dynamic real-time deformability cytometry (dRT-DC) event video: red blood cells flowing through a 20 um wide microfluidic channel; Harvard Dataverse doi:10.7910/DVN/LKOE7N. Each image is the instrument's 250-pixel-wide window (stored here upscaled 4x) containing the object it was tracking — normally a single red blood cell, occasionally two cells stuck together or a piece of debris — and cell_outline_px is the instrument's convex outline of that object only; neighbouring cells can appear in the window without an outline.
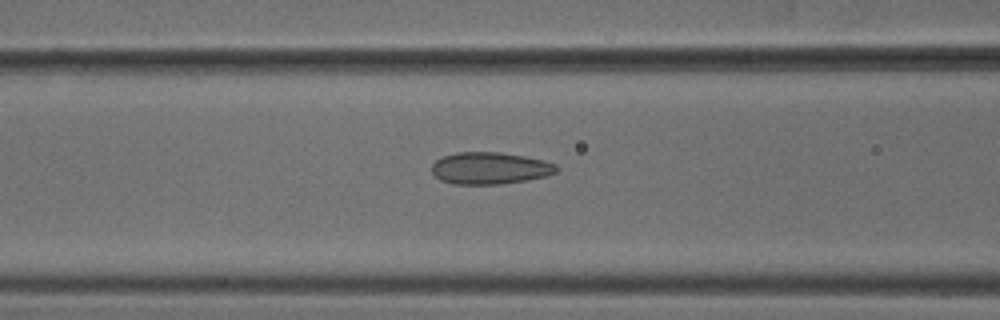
{"species": "common noctule bat (a hibernating species)", "species_latin": "Nyctalus noctula", "temperature_condition": "cold", "stored_images_in_passage": 18, "camera_frame_rate_fps": 3000, "um_per_image_px": 0.085, "animal": {"sex": "male", "body_mass_g": 18.8}, "frame": {"image": 1, "passage_image": 16, "time_ms": 5.0, "image_size_px": [1000, 320], "cell_outline_px": [[560, 168], [556, 172], [548, 176], [500, 184], [452, 184], [440, 180], [432, 172], [432, 164], [436, 160], [444, 156], [456, 152], [500, 152], [524, 156], [544, 160], [556, 164]], "centroid_in_image_um": [41.66, 14.29], "position_along_channel_um": 124.9, "area_um2": 23.29}}